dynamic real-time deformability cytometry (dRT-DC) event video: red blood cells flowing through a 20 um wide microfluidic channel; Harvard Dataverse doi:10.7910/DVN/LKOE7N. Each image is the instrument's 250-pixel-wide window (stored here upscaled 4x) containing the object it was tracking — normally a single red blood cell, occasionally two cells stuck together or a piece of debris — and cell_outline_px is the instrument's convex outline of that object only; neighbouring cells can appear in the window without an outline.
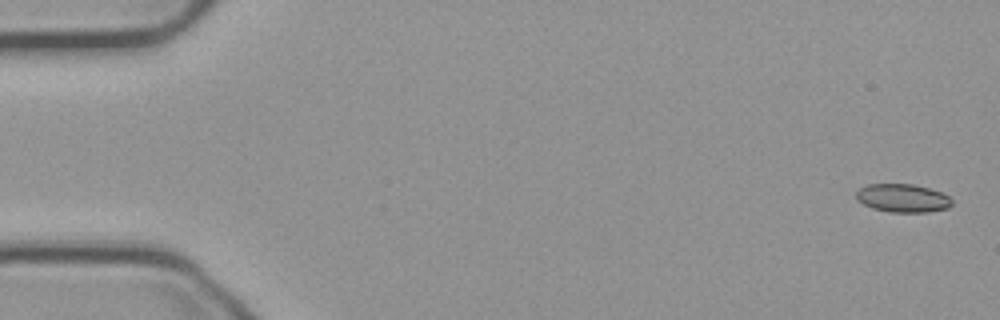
{"species": "common noctule bat (a hibernating species)", "species_latin": "Nyctalus noctula", "temperature_condition": "cold", "stored_images_in_passage": 54, "camera_frame_rate_fps": 3000, "um_per_image_px": 0.085, "animal": {"sex": "male", "body_mass_g": 23.1, "forearm_length_mm": 52.7}, "frame": {"image": 1, "passage_image": 1, "time_ms": 0.0, "image_size_px": [1000, 320], "cell_outline_px": [[952, 204], [948, 208], [928, 212], [892, 212], [872, 208], [856, 200], [856, 192], [860, 188], [868, 184], [912, 184], [928, 188], [940, 192], [948, 196], [952, 200]], "centroid_in_image_um": [76.72, 16.84], "position_along_channel_um": 8.3, "area_um2": 15.72}}
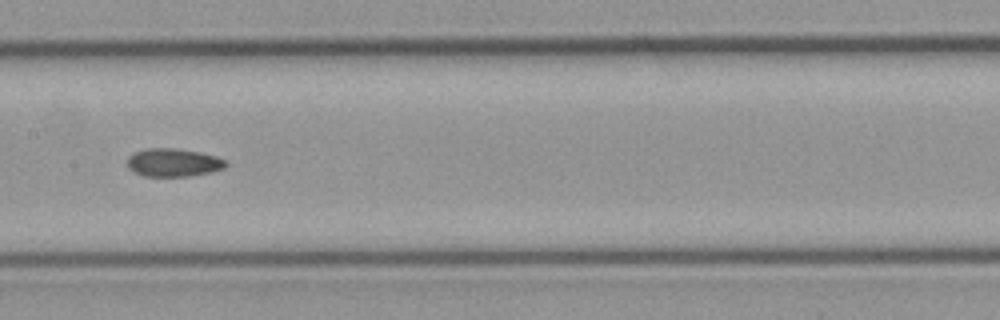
{"frame": {"image": 2, "passage_image": 27, "time_ms": 8.667, "image_size_px": [1000, 320], "cell_outline_px": [[228, 164], [224, 168], [212, 172], [188, 176], [144, 176], [128, 168], [128, 156], [136, 152], [148, 148], [176, 148], [200, 152], [216, 156], [228, 160]], "centroid_in_image_um": [14.79, 13.81], "position_along_channel_um": 192.6, "area_um2": 16.18}}
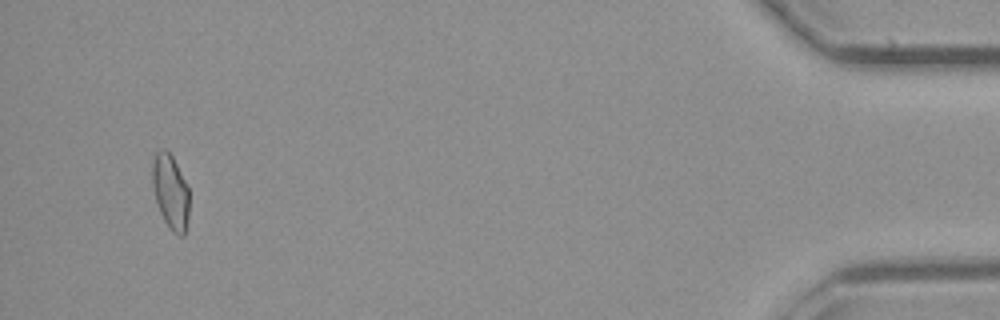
{"frame": {"image": 3, "passage_image": 52, "time_ms": 17.0, "image_size_px": [1000, 320], "cell_outline_px": [[188, 220], [184, 236], [176, 236], [168, 228], [160, 212], [156, 200], [152, 184], [152, 164], [156, 152], [160, 148], [164, 148], [172, 156], [188, 188]], "centroid_in_image_um": [14.48, 16.34], "position_along_channel_um": 420.7, "area_um2": 16.01}, "authors_computed_cell_mechanics": {"area_um2": 16.0973, "velocity_mm_per_s": 3.734, "shape_relaxation_time_tau1_ms": null, "shape_relaxation_time_tau2_ms": 6.7066, "deformation_change_tau1": null, "deformation_change_tau2": 0.1116}}